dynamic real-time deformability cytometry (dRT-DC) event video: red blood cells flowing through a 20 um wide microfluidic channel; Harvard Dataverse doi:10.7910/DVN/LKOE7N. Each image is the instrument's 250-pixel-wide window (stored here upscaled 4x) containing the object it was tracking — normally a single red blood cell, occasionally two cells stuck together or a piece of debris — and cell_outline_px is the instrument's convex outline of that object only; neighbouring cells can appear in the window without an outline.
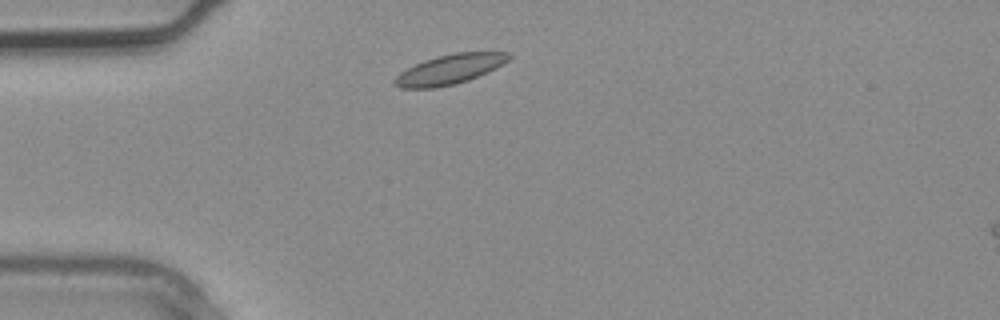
{"species": "common noctule bat (a hibernating species)", "species_latin": "Nyctalus noctula", "temperature_condition": "warm", "stored_images_in_passage": 1, "camera_frame_rate_fps": 3000, "um_per_image_px": 0.085, "animal": {"sex": "male", "body_mass_g": 20.4}, "frame": {"image": 1, "passage_image": 1, "time_ms": 0.0, "image_size_px": [1000, 320], "cell_outline_px": [[512, 56], [508, 60], [496, 68], [488, 72], [468, 80], [436, 88], [400, 88], [392, 84], [392, 80], [400, 72], [424, 60], [436, 56], [456, 52], [512, 52]], "centroid_in_image_um": [38.21, 5.89], "position_along_channel_um": 46.8, "area_um2": 19.83}}